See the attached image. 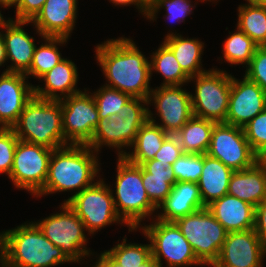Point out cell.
Wrapping results in <instances>:
<instances>
[{"label": "cell", "instance_id": "obj_1", "mask_svg": "<svg viewBox=\"0 0 266 267\" xmlns=\"http://www.w3.org/2000/svg\"><path fill=\"white\" fill-rule=\"evenodd\" d=\"M96 59L107 79L106 87L132 97L148 99L151 70L150 60L130 38L109 39L95 47Z\"/></svg>", "mask_w": 266, "mask_h": 267}, {"label": "cell", "instance_id": "obj_2", "mask_svg": "<svg viewBox=\"0 0 266 267\" xmlns=\"http://www.w3.org/2000/svg\"><path fill=\"white\" fill-rule=\"evenodd\" d=\"M72 263L33 222L0 232L1 267H55Z\"/></svg>", "mask_w": 266, "mask_h": 267}, {"label": "cell", "instance_id": "obj_3", "mask_svg": "<svg viewBox=\"0 0 266 267\" xmlns=\"http://www.w3.org/2000/svg\"><path fill=\"white\" fill-rule=\"evenodd\" d=\"M95 153L88 145L69 144L53 149L44 187L36 197L70 190H77L74 193L78 194L92 186L101 170L99 153Z\"/></svg>", "mask_w": 266, "mask_h": 267}, {"label": "cell", "instance_id": "obj_4", "mask_svg": "<svg viewBox=\"0 0 266 267\" xmlns=\"http://www.w3.org/2000/svg\"><path fill=\"white\" fill-rule=\"evenodd\" d=\"M19 140L57 149L69 145L63 135L60 100L33 96L12 127Z\"/></svg>", "mask_w": 266, "mask_h": 267}, {"label": "cell", "instance_id": "obj_5", "mask_svg": "<svg viewBox=\"0 0 266 267\" xmlns=\"http://www.w3.org/2000/svg\"><path fill=\"white\" fill-rule=\"evenodd\" d=\"M117 160L115 193H112L114 206L129 232H134L140 228L142 220L158 209L150 201L142 183V166L129 162L124 156Z\"/></svg>", "mask_w": 266, "mask_h": 267}, {"label": "cell", "instance_id": "obj_6", "mask_svg": "<svg viewBox=\"0 0 266 267\" xmlns=\"http://www.w3.org/2000/svg\"><path fill=\"white\" fill-rule=\"evenodd\" d=\"M175 223L190 243L197 259L204 265H213L227 236L225 228L205 207L178 218Z\"/></svg>", "mask_w": 266, "mask_h": 267}, {"label": "cell", "instance_id": "obj_7", "mask_svg": "<svg viewBox=\"0 0 266 267\" xmlns=\"http://www.w3.org/2000/svg\"><path fill=\"white\" fill-rule=\"evenodd\" d=\"M191 81L196 82L195 94L191 93L193 115L215 123H225L231 88V74L221 69L212 68L190 77L189 82Z\"/></svg>", "mask_w": 266, "mask_h": 267}, {"label": "cell", "instance_id": "obj_8", "mask_svg": "<svg viewBox=\"0 0 266 267\" xmlns=\"http://www.w3.org/2000/svg\"><path fill=\"white\" fill-rule=\"evenodd\" d=\"M154 219L140 230L149 239L152 256L160 267H163L162 258L168 267L203 266L175 222Z\"/></svg>", "mask_w": 266, "mask_h": 267}, {"label": "cell", "instance_id": "obj_9", "mask_svg": "<svg viewBox=\"0 0 266 267\" xmlns=\"http://www.w3.org/2000/svg\"><path fill=\"white\" fill-rule=\"evenodd\" d=\"M110 187L99 178L92 186L64 200L84 223L90 236L112 223L125 224L115 210L114 192Z\"/></svg>", "mask_w": 266, "mask_h": 267}, {"label": "cell", "instance_id": "obj_10", "mask_svg": "<svg viewBox=\"0 0 266 267\" xmlns=\"http://www.w3.org/2000/svg\"><path fill=\"white\" fill-rule=\"evenodd\" d=\"M61 209L60 213L51 214L42 221H34V223L44 236L59 247L72 262L80 264L82 257H89L92 254L85 247L89 238L86 237L84 223L67 203L63 202Z\"/></svg>", "mask_w": 266, "mask_h": 267}, {"label": "cell", "instance_id": "obj_11", "mask_svg": "<svg viewBox=\"0 0 266 267\" xmlns=\"http://www.w3.org/2000/svg\"><path fill=\"white\" fill-rule=\"evenodd\" d=\"M53 149L18 140L11 173L16 188L36 196L44 187Z\"/></svg>", "mask_w": 266, "mask_h": 267}, {"label": "cell", "instance_id": "obj_12", "mask_svg": "<svg viewBox=\"0 0 266 267\" xmlns=\"http://www.w3.org/2000/svg\"><path fill=\"white\" fill-rule=\"evenodd\" d=\"M87 91L85 88L60 100L63 135L68 144L88 145L100 119L92 93Z\"/></svg>", "mask_w": 266, "mask_h": 267}, {"label": "cell", "instance_id": "obj_13", "mask_svg": "<svg viewBox=\"0 0 266 267\" xmlns=\"http://www.w3.org/2000/svg\"><path fill=\"white\" fill-rule=\"evenodd\" d=\"M207 154L233 171L250 168L257 162V155L251 149L243 128L227 123L214 125Z\"/></svg>", "mask_w": 266, "mask_h": 267}, {"label": "cell", "instance_id": "obj_14", "mask_svg": "<svg viewBox=\"0 0 266 267\" xmlns=\"http://www.w3.org/2000/svg\"><path fill=\"white\" fill-rule=\"evenodd\" d=\"M152 89L147 99L154 104L161 123L159 124L148 110V120L157 124L168 134H176L193 116L191 93L178 86H159Z\"/></svg>", "mask_w": 266, "mask_h": 267}, {"label": "cell", "instance_id": "obj_15", "mask_svg": "<svg viewBox=\"0 0 266 267\" xmlns=\"http://www.w3.org/2000/svg\"><path fill=\"white\" fill-rule=\"evenodd\" d=\"M239 80L231 75L228 112L225 123L244 127L266 109V92L245 75Z\"/></svg>", "mask_w": 266, "mask_h": 267}, {"label": "cell", "instance_id": "obj_16", "mask_svg": "<svg viewBox=\"0 0 266 267\" xmlns=\"http://www.w3.org/2000/svg\"><path fill=\"white\" fill-rule=\"evenodd\" d=\"M266 250L254 229L228 232L214 267H262Z\"/></svg>", "mask_w": 266, "mask_h": 267}, {"label": "cell", "instance_id": "obj_17", "mask_svg": "<svg viewBox=\"0 0 266 267\" xmlns=\"http://www.w3.org/2000/svg\"><path fill=\"white\" fill-rule=\"evenodd\" d=\"M27 78L23 73L2 72L0 75V128H12L34 96V86Z\"/></svg>", "mask_w": 266, "mask_h": 267}, {"label": "cell", "instance_id": "obj_18", "mask_svg": "<svg viewBox=\"0 0 266 267\" xmlns=\"http://www.w3.org/2000/svg\"><path fill=\"white\" fill-rule=\"evenodd\" d=\"M147 120H127L118 114L109 118H100L94 130L91 142L88 144L96 153L102 146L117 148V156L126 154L124 147H131L136 135Z\"/></svg>", "mask_w": 266, "mask_h": 267}, {"label": "cell", "instance_id": "obj_19", "mask_svg": "<svg viewBox=\"0 0 266 267\" xmlns=\"http://www.w3.org/2000/svg\"><path fill=\"white\" fill-rule=\"evenodd\" d=\"M78 0H46L31 21L39 36L69 38L77 20Z\"/></svg>", "mask_w": 266, "mask_h": 267}, {"label": "cell", "instance_id": "obj_20", "mask_svg": "<svg viewBox=\"0 0 266 267\" xmlns=\"http://www.w3.org/2000/svg\"><path fill=\"white\" fill-rule=\"evenodd\" d=\"M31 24V21H17L12 18L3 19L0 28L5 33H1L5 42L7 61H12L4 72H14L25 74L31 67V62L36 44L34 37L28 35L23 29L24 25Z\"/></svg>", "mask_w": 266, "mask_h": 267}, {"label": "cell", "instance_id": "obj_21", "mask_svg": "<svg viewBox=\"0 0 266 267\" xmlns=\"http://www.w3.org/2000/svg\"><path fill=\"white\" fill-rule=\"evenodd\" d=\"M206 208L227 232L254 229L256 207L235 196L226 194Z\"/></svg>", "mask_w": 266, "mask_h": 267}, {"label": "cell", "instance_id": "obj_22", "mask_svg": "<svg viewBox=\"0 0 266 267\" xmlns=\"http://www.w3.org/2000/svg\"><path fill=\"white\" fill-rule=\"evenodd\" d=\"M203 208L205 206L197 183L188 181L176 182L172 187L171 193L157 208L162 212L155 217L161 221L175 222L178 218Z\"/></svg>", "mask_w": 266, "mask_h": 267}, {"label": "cell", "instance_id": "obj_23", "mask_svg": "<svg viewBox=\"0 0 266 267\" xmlns=\"http://www.w3.org/2000/svg\"><path fill=\"white\" fill-rule=\"evenodd\" d=\"M78 79V69L75 63L64 58L40 78L44 80L45 87L34 86V96L48 100H61L69 97L81 91L75 87Z\"/></svg>", "mask_w": 266, "mask_h": 267}, {"label": "cell", "instance_id": "obj_24", "mask_svg": "<svg viewBox=\"0 0 266 267\" xmlns=\"http://www.w3.org/2000/svg\"><path fill=\"white\" fill-rule=\"evenodd\" d=\"M227 194L257 207L266 199V168L256 162L250 168L234 171Z\"/></svg>", "mask_w": 266, "mask_h": 267}, {"label": "cell", "instance_id": "obj_25", "mask_svg": "<svg viewBox=\"0 0 266 267\" xmlns=\"http://www.w3.org/2000/svg\"><path fill=\"white\" fill-rule=\"evenodd\" d=\"M233 172L219 159L203 154V169L197 184L205 207L227 194Z\"/></svg>", "mask_w": 266, "mask_h": 267}, {"label": "cell", "instance_id": "obj_26", "mask_svg": "<svg viewBox=\"0 0 266 267\" xmlns=\"http://www.w3.org/2000/svg\"><path fill=\"white\" fill-rule=\"evenodd\" d=\"M141 166L144 188L150 201L158 208L176 183L171 164L152 159L143 162Z\"/></svg>", "mask_w": 266, "mask_h": 267}, {"label": "cell", "instance_id": "obj_27", "mask_svg": "<svg viewBox=\"0 0 266 267\" xmlns=\"http://www.w3.org/2000/svg\"><path fill=\"white\" fill-rule=\"evenodd\" d=\"M163 43L173 52L182 70L189 77L207 71L201 68L204 43L200 40L184 38L179 33L170 32L166 34Z\"/></svg>", "mask_w": 266, "mask_h": 267}, {"label": "cell", "instance_id": "obj_28", "mask_svg": "<svg viewBox=\"0 0 266 267\" xmlns=\"http://www.w3.org/2000/svg\"><path fill=\"white\" fill-rule=\"evenodd\" d=\"M169 135L157 124L147 120L136 135V139L131 146V148L134 147L131 149L132 152H127L124 157L136 165L152 160Z\"/></svg>", "mask_w": 266, "mask_h": 267}, {"label": "cell", "instance_id": "obj_29", "mask_svg": "<svg viewBox=\"0 0 266 267\" xmlns=\"http://www.w3.org/2000/svg\"><path fill=\"white\" fill-rule=\"evenodd\" d=\"M216 123L204 118L192 116L187 123L174 134L183 153L207 154L211 135Z\"/></svg>", "mask_w": 266, "mask_h": 267}, {"label": "cell", "instance_id": "obj_30", "mask_svg": "<svg viewBox=\"0 0 266 267\" xmlns=\"http://www.w3.org/2000/svg\"><path fill=\"white\" fill-rule=\"evenodd\" d=\"M150 56L151 76L152 72L156 71L164 78L160 86H184V83L190 81V77L182 70L173 52L164 43Z\"/></svg>", "mask_w": 266, "mask_h": 267}, {"label": "cell", "instance_id": "obj_31", "mask_svg": "<svg viewBox=\"0 0 266 267\" xmlns=\"http://www.w3.org/2000/svg\"><path fill=\"white\" fill-rule=\"evenodd\" d=\"M237 27L257 46H266V6L249 1L239 5Z\"/></svg>", "mask_w": 266, "mask_h": 267}, {"label": "cell", "instance_id": "obj_32", "mask_svg": "<svg viewBox=\"0 0 266 267\" xmlns=\"http://www.w3.org/2000/svg\"><path fill=\"white\" fill-rule=\"evenodd\" d=\"M44 44L35 47L31 67L25 75L40 79L44 74L49 72L62 58L58 45L66 44L67 38L63 37H43Z\"/></svg>", "mask_w": 266, "mask_h": 267}, {"label": "cell", "instance_id": "obj_33", "mask_svg": "<svg viewBox=\"0 0 266 267\" xmlns=\"http://www.w3.org/2000/svg\"><path fill=\"white\" fill-rule=\"evenodd\" d=\"M236 29L223 43V57L231 65L245 64L247 67L258 46L242 30Z\"/></svg>", "mask_w": 266, "mask_h": 267}, {"label": "cell", "instance_id": "obj_34", "mask_svg": "<svg viewBox=\"0 0 266 267\" xmlns=\"http://www.w3.org/2000/svg\"><path fill=\"white\" fill-rule=\"evenodd\" d=\"M118 243L106 252L123 267H139L146 262L151 256V244Z\"/></svg>", "mask_w": 266, "mask_h": 267}, {"label": "cell", "instance_id": "obj_35", "mask_svg": "<svg viewBox=\"0 0 266 267\" xmlns=\"http://www.w3.org/2000/svg\"><path fill=\"white\" fill-rule=\"evenodd\" d=\"M92 96L96 102L99 118H109L118 114L119 109L132 98L127 93L104 85L93 92Z\"/></svg>", "mask_w": 266, "mask_h": 267}, {"label": "cell", "instance_id": "obj_36", "mask_svg": "<svg viewBox=\"0 0 266 267\" xmlns=\"http://www.w3.org/2000/svg\"><path fill=\"white\" fill-rule=\"evenodd\" d=\"M202 2L208 0H200ZM191 0H155L151 5H149V10L147 14V19L155 20V16H157L158 11L163 8L165 9L167 18L170 21H175L178 23L184 22L185 18L191 13L193 10V6L191 4ZM157 13V14H156Z\"/></svg>", "mask_w": 266, "mask_h": 267}, {"label": "cell", "instance_id": "obj_37", "mask_svg": "<svg viewBox=\"0 0 266 267\" xmlns=\"http://www.w3.org/2000/svg\"><path fill=\"white\" fill-rule=\"evenodd\" d=\"M171 167L176 182L198 183L203 169V154L183 153Z\"/></svg>", "mask_w": 266, "mask_h": 267}, {"label": "cell", "instance_id": "obj_38", "mask_svg": "<svg viewBox=\"0 0 266 267\" xmlns=\"http://www.w3.org/2000/svg\"><path fill=\"white\" fill-rule=\"evenodd\" d=\"M243 131L251 149L258 155L266 148V109L249 121Z\"/></svg>", "mask_w": 266, "mask_h": 267}, {"label": "cell", "instance_id": "obj_39", "mask_svg": "<svg viewBox=\"0 0 266 267\" xmlns=\"http://www.w3.org/2000/svg\"><path fill=\"white\" fill-rule=\"evenodd\" d=\"M18 140L12 128H0V174L10 175Z\"/></svg>", "mask_w": 266, "mask_h": 267}, {"label": "cell", "instance_id": "obj_40", "mask_svg": "<svg viewBox=\"0 0 266 267\" xmlns=\"http://www.w3.org/2000/svg\"><path fill=\"white\" fill-rule=\"evenodd\" d=\"M266 92V46H258L244 74Z\"/></svg>", "mask_w": 266, "mask_h": 267}, {"label": "cell", "instance_id": "obj_41", "mask_svg": "<svg viewBox=\"0 0 266 267\" xmlns=\"http://www.w3.org/2000/svg\"><path fill=\"white\" fill-rule=\"evenodd\" d=\"M148 110L147 99L132 97L119 109L118 115L127 120H148Z\"/></svg>", "mask_w": 266, "mask_h": 267}, {"label": "cell", "instance_id": "obj_42", "mask_svg": "<svg viewBox=\"0 0 266 267\" xmlns=\"http://www.w3.org/2000/svg\"><path fill=\"white\" fill-rule=\"evenodd\" d=\"M182 154L183 151L178 138L175 135L170 134L164 140L160 150L154 155V159L172 165Z\"/></svg>", "mask_w": 266, "mask_h": 267}, {"label": "cell", "instance_id": "obj_43", "mask_svg": "<svg viewBox=\"0 0 266 267\" xmlns=\"http://www.w3.org/2000/svg\"><path fill=\"white\" fill-rule=\"evenodd\" d=\"M46 0H19L15 5L16 18L17 21H32Z\"/></svg>", "mask_w": 266, "mask_h": 267}, {"label": "cell", "instance_id": "obj_44", "mask_svg": "<svg viewBox=\"0 0 266 267\" xmlns=\"http://www.w3.org/2000/svg\"><path fill=\"white\" fill-rule=\"evenodd\" d=\"M254 230L266 250V199L255 209Z\"/></svg>", "mask_w": 266, "mask_h": 267}, {"label": "cell", "instance_id": "obj_45", "mask_svg": "<svg viewBox=\"0 0 266 267\" xmlns=\"http://www.w3.org/2000/svg\"><path fill=\"white\" fill-rule=\"evenodd\" d=\"M111 3L114 5H118L121 7L123 6H129V5H134L136 6L137 9H139V13H142L144 17H147L149 6L143 1V0H109Z\"/></svg>", "mask_w": 266, "mask_h": 267}, {"label": "cell", "instance_id": "obj_46", "mask_svg": "<svg viewBox=\"0 0 266 267\" xmlns=\"http://www.w3.org/2000/svg\"><path fill=\"white\" fill-rule=\"evenodd\" d=\"M92 267H123L117 263L106 251L100 253Z\"/></svg>", "mask_w": 266, "mask_h": 267}, {"label": "cell", "instance_id": "obj_47", "mask_svg": "<svg viewBox=\"0 0 266 267\" xmlns=\"http://www.w3.org/2000/svg\"><path fill=\"white\" fill-rule=\"evenodd\" d=\"M6 61L7 57H6L5 42L0 32V67L2 66V64L6 63Z\"/></svg>", "mask_w": 266, "mask_h": 267}, {"label": "cell", "instance_id": "obj_48", "mask_svg": "<svg viewBox=\"0 0 266 267\" xmlns=\"http://www.w3.org/2000/svg\"><path fill=\"white\" fill-rule=\"evenodd\" d=\"M139 267H160L159 263L151 256L146 262L139 265Z\"/></svg>", "mask_w": 266, "mask_h": 267}, {"label": "cell", "instance_id": "obj_49", "mask_svg": "<svg viewBox=\"0 0 266 267\" xmlns=\"http://www.w3.org/2000/svg\"><path fill=\"white\" fill-rule=\"evenodd\" d=\"M257 162L266 168V148L257 155Z\"/></svg>", "mask_w": 266, "mask_h": 267}, {"label": "cell", "instance_id": "obj_50", "mask_svg": "<svg viewBox=\"0 0 266 267\" xmlns=\"http://www.w3.org/2000/svg\"><path fill=\"white\" fill-rule=\"evenodd\" d=\"M18 2L19 0H0V6L1 8L2 7L8 8V7L15 6Z\"/></svg>", "mask_w": 266, "mask_h": 267}, {"label": "cell", "instance_id": "obj_51", "mask_svg": "<svg viewBox=\"0 0 266 267\" xmlns=\"http://www.w3.org/2000/svg\"><path fill=\"white\" fill-rule=\"evenodd\" d=\"M251 3L257 4V5H265L266 6V0H246Z\"/></svg>", "mask_w": 266, "mask_h": 267}, {"label": "cell", "instance_id": "obj_52", "mask_svg": "<svg viewBox=\"0 0 266 267\" xmlns=\"http://www.w3.org/2000/svg\"><path fill=\"white\" fill-rule=\"evenodd\" d=\"M148 6L151 5L155 0H143Z\"/></svg>", "mask_w": 266, "mask_h": 267}, {"label": "cell", "instance_id": "obj_53", "mask_svg": "<svg viewBox=\"0 0 266 267\" xmlns=\"http://www.w3.org/2000/svg\"><path fill=\"white\" fill-rule=\"evenodd\" d=\"M4 19L3 15L1 14V11H0V22Z\"/></svg>", "mask_w": 266, "mask_h": 267}]
</instances>
